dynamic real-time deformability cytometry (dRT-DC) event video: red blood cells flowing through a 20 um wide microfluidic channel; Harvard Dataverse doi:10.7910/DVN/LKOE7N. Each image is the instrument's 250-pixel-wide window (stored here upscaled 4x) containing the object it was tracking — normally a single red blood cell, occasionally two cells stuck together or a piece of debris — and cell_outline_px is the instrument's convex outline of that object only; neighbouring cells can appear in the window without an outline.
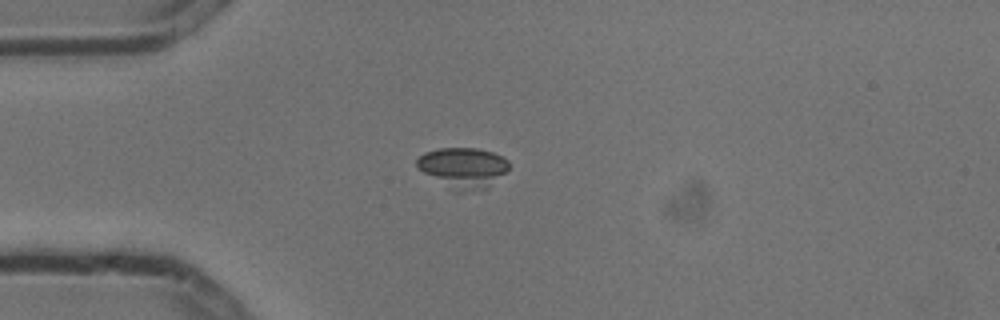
{"species": "common noctule bat (a hibernating species)", "species_latin": "Nyctalus noctula", "temperature_condition": "cold", "stored_images_in_passage": 4, "camera_frame_rate_fps": 3000, "um_per_image_px": 0.085, "animal": {"sex": "male", "body_mass_g": 13.3}, "frame": {"image": 1, "passage_image": 2, "time_ms": 0.333, "image_size_px": [1000, 320], "cell_outline_px": [[508, 168], [488, 188], [464, 192], [456, 192], [424, 172], [416, 164], [416, 160], [424, 152], [440, 148], [476, 148], [492, 152], [508, 160]], "centroid_in_image_um": [39.36, 14.25], "position_along_channel_um": 45.6, "area_um2": 21.33}}
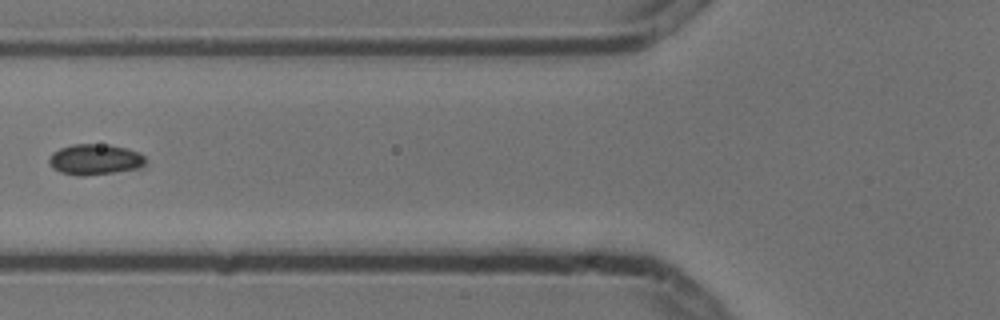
{"frame": {"image": 2, "passage_image": 4, "time_ms": 1.0, "image_size_px": [1000, 320], "cell_outline_px": [[148, 164], [140, 168], [84, 176], [76, 176], [60, 172], [52, 168], [48, 160], [60, 148], [72, 144], [108, 144], [140, 152], [144, 156]], "centroid_in_image_um": [8.11, 13.56], "position_along_channel_um": 117.7, "area_um2": 17.28}}